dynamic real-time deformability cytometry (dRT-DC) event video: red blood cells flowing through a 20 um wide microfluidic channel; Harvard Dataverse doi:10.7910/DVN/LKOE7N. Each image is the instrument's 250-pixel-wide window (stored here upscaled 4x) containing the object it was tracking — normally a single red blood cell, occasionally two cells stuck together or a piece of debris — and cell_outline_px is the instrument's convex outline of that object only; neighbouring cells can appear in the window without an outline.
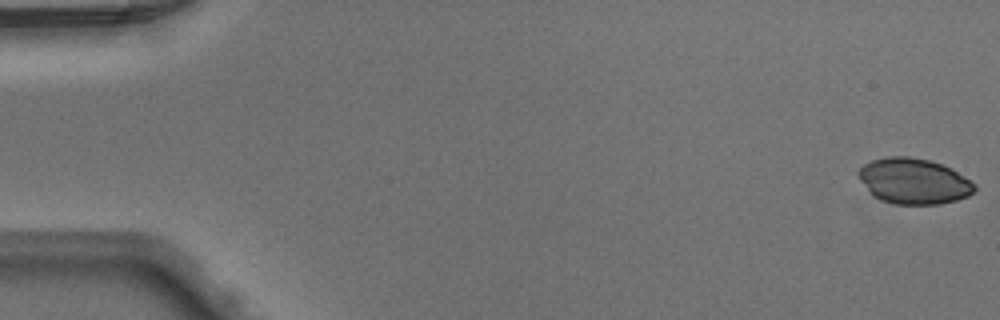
{"species": "Egyptian fruit bat (a non-hibernating species)", "species_latin": "Rousettus aegyptiacus", "temperature_condition": "warm", "stored_images_in_passage": 48, "camera_frame_rate_fps": 3000, "um_per_image_px": 0.085, "animal": {"sex": "male"}, "frame": {"image": 1, "passage_image": 1, "time_ms": 0.0, "image_size_px": [1000, 320], "cell_outline_px": [[976, 188], [968, 196], [956, 200], [940, 204], [896, 204], [880, 200], [856, 176], [856, 172], [864, 164], [872, 160], [888, 156], [908, 156], [928, 160], [952, 168], [976, 184]], "centroid_in_image_um": [77.67, 15.39], "position_along_channel_um": 7.3, "area_um2": 30.75}}
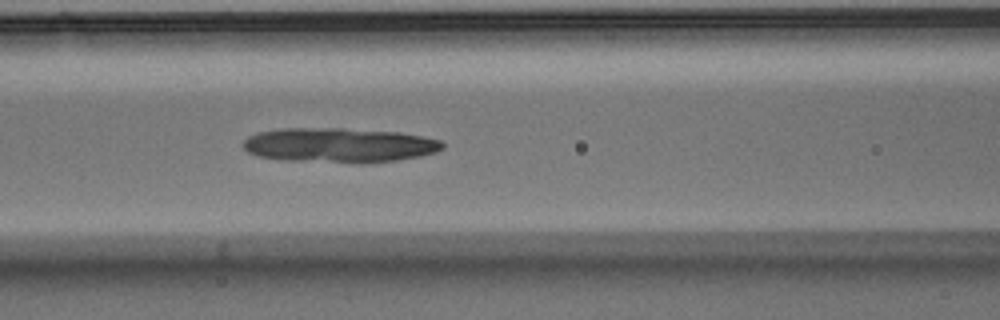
{"frame": {"image": 2, "passage_image": 21, "time_ms": 6.667, "image_size_px": [1000, 320], "cell_outline_px": [[444, 148], [436, 152], [420, 156], [396, 160], [288, 160], [256, 156], [248, 152], [244, 148], [244, 140], [248, 136], [256, 132], [280, 128], [344, 128], [400, 132], [440, 140], [444, 144]], "centroid_in_image_um": [28.79, 12.28], "position_along_channel_um": 137.8, "area_um2": 39.02}}
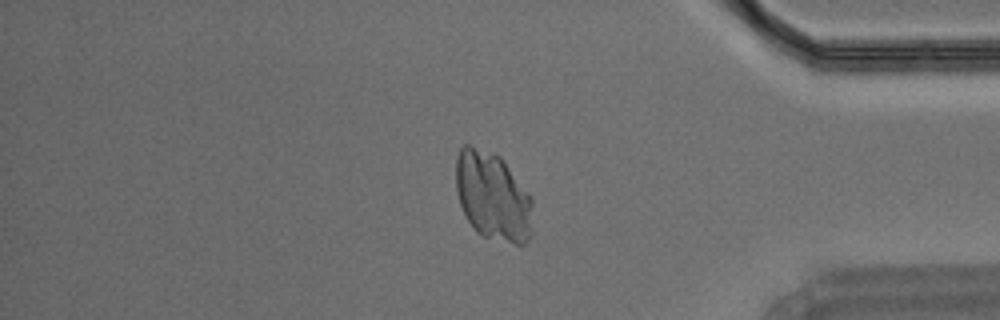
{"frame": {"image": 3, "passage_image": 41, "time_ms": 13.333, "image_size_px": [1000, 320], "cell_outline_px": [[532, 204], [528, 240], [524, 244], [516, 244], [484, 236], [476, 232], [472, 228], [460, 204], [456, 192], [456, 156], [460, 148], [464, 144], [468, 144], [500, 156], [532, 196]], "centroid_in_image_um": [41.86, 16.66], "position_along_channel_um": 393.3, "area_um2": 39.48}}